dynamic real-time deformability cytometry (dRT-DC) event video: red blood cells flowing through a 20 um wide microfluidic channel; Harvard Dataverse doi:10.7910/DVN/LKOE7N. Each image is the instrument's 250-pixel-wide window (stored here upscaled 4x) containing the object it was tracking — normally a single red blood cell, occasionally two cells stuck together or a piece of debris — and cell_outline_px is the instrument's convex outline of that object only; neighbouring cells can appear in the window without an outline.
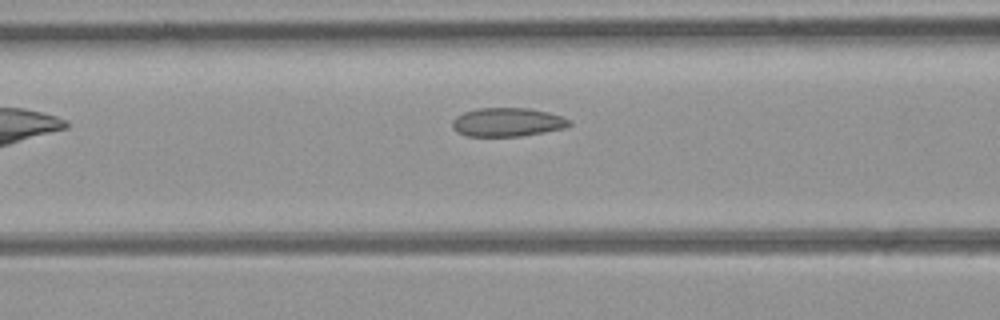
{"species": "common noctule bat (a hibernating species)", "species_latin": "Nyctalus noctula", "temperature_condition": "room temperature", "stored_images_in_passage": 8, "camera_frame_rate_fps": 3000, "um_per_image_px": 0.085, "animal": {"sex": "female", "body_mass_g": 21.9}, "frame": {"image": 1, "passage_image": 6, "time_ms": 1.667, "image_size_px": [1000, 320], "cell_outline_px": [[572, 124], [564, 128], [544, 132], [520, 136], [468, 136], [456, 132], [452, 128], [452, 120], [456, 116], [464, 112], [480, 108], [528, 108], [548, 112], [564, 116], [572, 120]], "centroid_in_image_um": [43.15, 10.38], "position_along_channel_um": 123.5, "area_um2": 19.71}}